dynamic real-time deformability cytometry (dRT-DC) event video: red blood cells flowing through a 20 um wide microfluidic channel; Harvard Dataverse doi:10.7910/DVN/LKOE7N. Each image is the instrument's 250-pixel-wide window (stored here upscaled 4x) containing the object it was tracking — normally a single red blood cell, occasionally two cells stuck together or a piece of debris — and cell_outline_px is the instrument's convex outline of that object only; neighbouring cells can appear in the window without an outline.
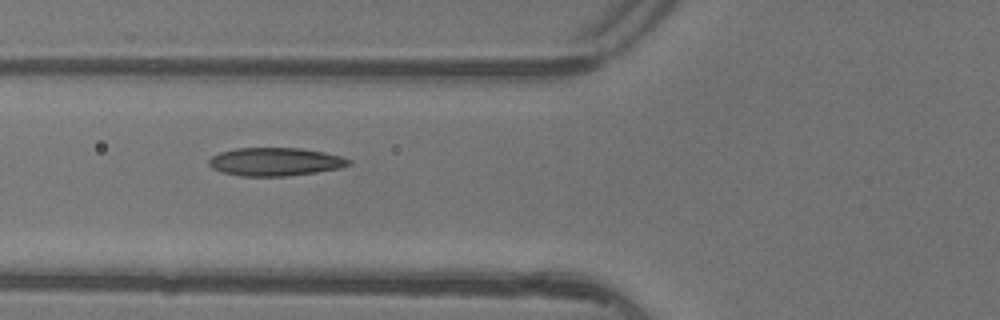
{"species": "common noctule bat (a hibernating species)", "species_latin": "Nyctalus noctula", "temperature_condition": "warm", "stored_images_in_passage": 7, "camera_frame_rate_fps": 3000, "um_per_image_px": 0.085, "animal": {"sex": "female"}, "frame": {"image": 1, "passage_image": 6, "time_ms": 1.667, "image_size_px": [1000, 320], "cell_outline_px": [[352, 164], [340, 168], [316, 172], [284, 176], [240, 176], [220, 172], [212, 168], [208, 164], [208, 160], [212, 156], [220, 152], [236, 148], [300, 148], [324, 152], [340, 156], [352, 160]], "centroid_in_image_um": [23.38, 13.75], "position_along_channel_um": 102.4, "area_um2": 23.06}}
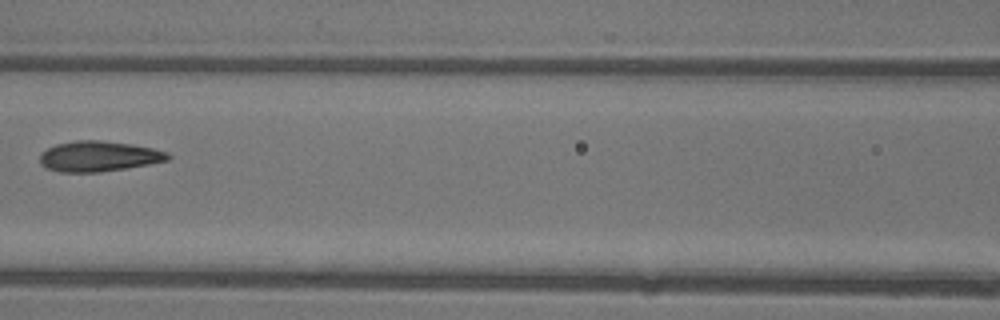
{"frame": {"image": 2, "passage_image": 7, "time_ms": 2.0, "image_size_px": [1000, 320], "cell_outline_px": [[172, 156], [168, 160], [148, 164], [100, 172], [60, 172], [48, 168], [40, 164], [40, 152], [56, 144], [76, 140], [100, 140], [132, 144], [152, 148], [168, 152]], "centroid_in_image_um": [8.38, 13.28], "position_along_channel_um": 158.2, "area_um2": 22.66}}